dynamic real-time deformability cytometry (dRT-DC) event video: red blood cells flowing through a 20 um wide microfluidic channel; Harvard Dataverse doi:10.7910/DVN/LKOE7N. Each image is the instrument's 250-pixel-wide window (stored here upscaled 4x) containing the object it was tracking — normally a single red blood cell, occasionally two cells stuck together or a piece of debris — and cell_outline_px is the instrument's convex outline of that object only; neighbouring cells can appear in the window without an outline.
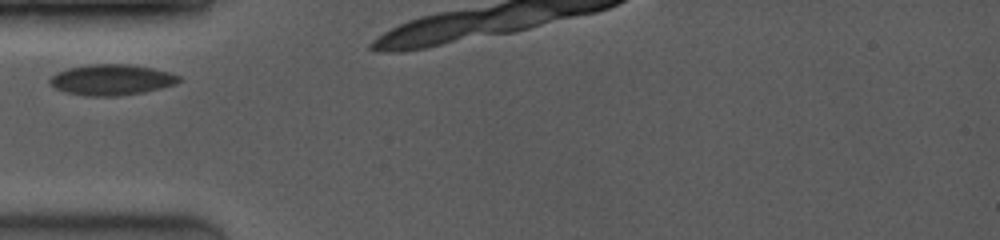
{"species": "common noctule bat (a hibernating species)", "species_latin": "Nyctalus noctula", "temperature_condition": "room temperature", "stored_images_in_passage": 7, "camera_frame_rate_fps": 4000, "um_per_image_px": 0.085, "animal": {"sex": "female", "body_mass_g": 19.0, "forearm_length_mm": 53.3}, "frame": {"image": 1, "passage_image": 1, "time_ms": 0.0, "image_size_px": [1000, 240], "cell_outline_px": [[180, 80], [172, 84], [160, 88], [144, 92], [120, 96], [88, 96], [64, 92], [56, 88], [48, 80], [52, 76], [68, 68], [88, 64], [128, 64], [168, 72], [180, 76]], "centroid_in_image_um": [9.45, 6.79], "position_along_channel_um": 75.6, "area_um2": 22.77}}
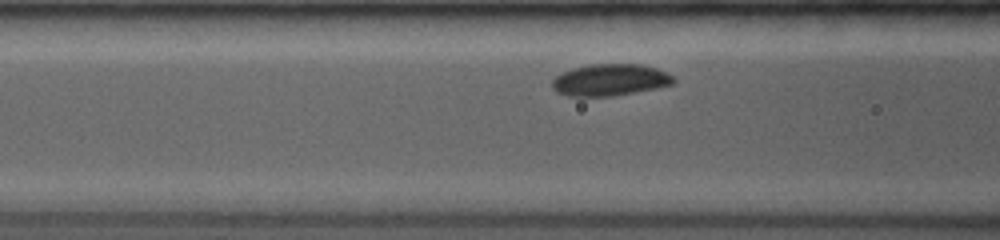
{"frame": {"image": 2, "passage_image": 5, "time_ms": 1.0, "image_size_px": [1000, 240], "cell_outline_px": [[676, 80], [672, 84], [612, 96], [568, 96], [556, 92], [552, 88], [552, 80], [556, 76], [564, 72], [576, 68], [592, 64], [636, 64], [656, 68], [672, 76]], "centroid_in_image_um": [51.81, 6.8], "position_along_channel_um": 114.8, "area_um2": 21.96}}